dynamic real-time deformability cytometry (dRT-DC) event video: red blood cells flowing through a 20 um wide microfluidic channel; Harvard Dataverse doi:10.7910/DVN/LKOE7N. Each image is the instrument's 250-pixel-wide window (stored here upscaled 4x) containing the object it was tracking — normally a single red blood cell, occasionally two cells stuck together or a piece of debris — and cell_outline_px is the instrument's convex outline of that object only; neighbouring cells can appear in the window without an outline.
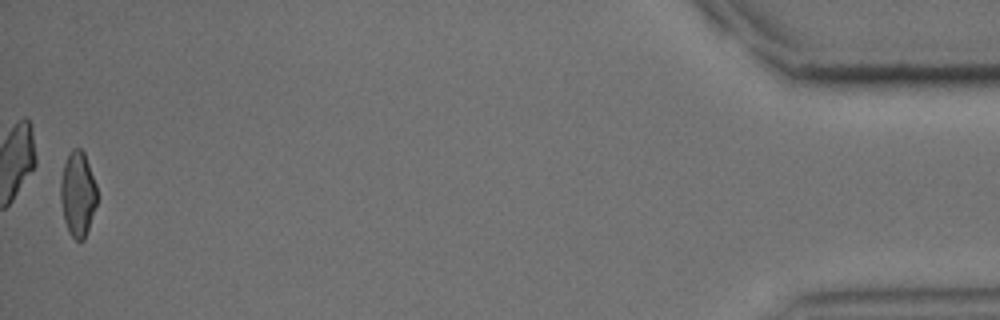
{"species": "common noctule bat (a hibernating species)", "species_latin": "Nyctalus noctula", "temperature_condition": "cold", "stored_images_in_passage": 48, "camera_frame_rate_fps": 3000, "um_per_image_px": 0.085, "animal": {"sex": "male", "body_mass_g": 15.6}, "frame": {"image": 1, "passage_image": 48, "time_ms": 15.667, "image_size_px": [1000, 320], "cell_outline_px": [[96, 204], [84, 240], [76, 240], [68, 232], [64, 220], [60, 200], [60, 180], [64, 164], [68, 152], [72, 148], [80, 148], [84, 152], [96, 184]], "centroid_in_image_um": [6.58, 16.46], "position_along_channel_um": 428.6, "area_um2": 18.03}, "authors_computed_cell_mechanics": {"area_um2": 19.3341, "velocity_mm_per_s": 4.1374, "shape_relaxation_time_tau1_ms": 5.5717, "shape_relaxation_time_tau2_ms": 5.0455, "deformation_change_tau1": 0.1276, "deformation_change_tau2": 0.1119}}